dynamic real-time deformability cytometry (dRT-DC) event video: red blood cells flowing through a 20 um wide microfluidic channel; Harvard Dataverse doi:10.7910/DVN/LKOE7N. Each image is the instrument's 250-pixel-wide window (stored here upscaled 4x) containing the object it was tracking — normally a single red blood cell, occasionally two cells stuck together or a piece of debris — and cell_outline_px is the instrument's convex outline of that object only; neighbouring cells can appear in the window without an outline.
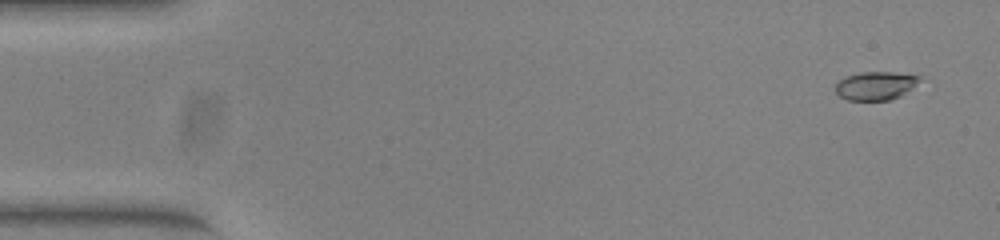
{"species": "common noctule bat (a hibernating species)", "species_latin": "Nyctalus noctula", "temperature_condition": "warm", "stored_images_in_passage": 51, "camera_frame_rate_fps": 3000, "um_per_image_px": 0.085, "animal": {"sex": "female", "body_mass_g": 23.0, "forearm_length_mm": 53.4}, "frame": {"image": 1, "passage_image": 1, "time_ms": 0.0, "image_size_px": [1000, 240], "cell_outline_px": [[920, 80], [912, 88], [900, 96], [892, 100], [848, 100], [840, 96], [836, 92], [836, 84], [840, 80], [848, 76], [860, 72], [892, 72], [920, 76]], "centroid_in_image_um": [74.43, 7.29], "position_along_channel_um": 10.6, "area_um2": 13.76}}
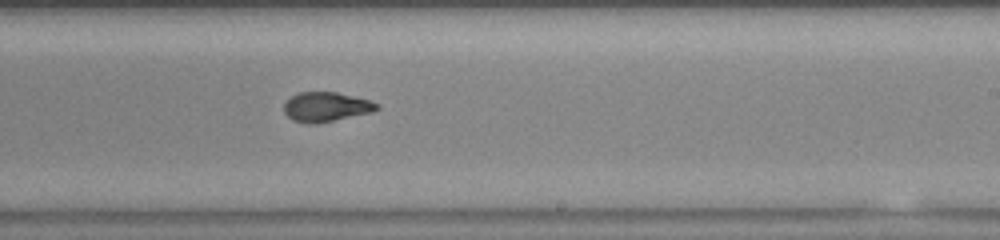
{"frame": {"image": 2, "passage_image": 30, "time_ms": 9.667, "image_size_px": [1000, 240], "cell_outline_px": [[380, 108], [372, 112], [316, 124], [308, 124], [292, 120], [284, 112], [284, 104], [292, 96], [300, 92], [336, 92], [368, 100], [380, 104]], "centroid_in_image_um": [27.72, 9.09], "position_along_channel_um": 261.3, "area_um2": 15.9}}
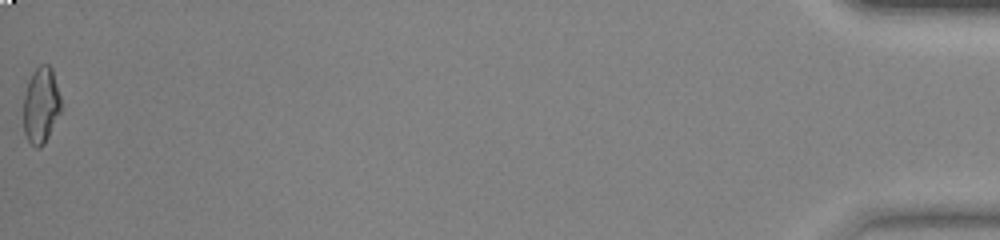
{"frame": {"image": 3, "passage_image": 51, "time_ms": 16.667, "image_size_px": [1000, 240], "cell_outline_px": [[64, 108], [44, 144], [40, 148], [36, 148], [28, 140], [24, 132], [24, 92], [28, 80], [32, 72], [40, 64], [48, 64], [52, 68]], "centroid_in_image_um": [3.51, 8.94], "position_along_channel_um": 431.7, "area_um2": 17.11}, "authors_computed_cell_mechanics": {"area_um2": 16.1262, "velocity_mm_per_s": 3.9265, "shape_relaxation_time_tau1_ms": 8.5463, "shape_relaxation_time_tau2_ms": 1.7186, "deformation_change_tau1": 0.2549, "deformation_change_tau2": 0.0734}}